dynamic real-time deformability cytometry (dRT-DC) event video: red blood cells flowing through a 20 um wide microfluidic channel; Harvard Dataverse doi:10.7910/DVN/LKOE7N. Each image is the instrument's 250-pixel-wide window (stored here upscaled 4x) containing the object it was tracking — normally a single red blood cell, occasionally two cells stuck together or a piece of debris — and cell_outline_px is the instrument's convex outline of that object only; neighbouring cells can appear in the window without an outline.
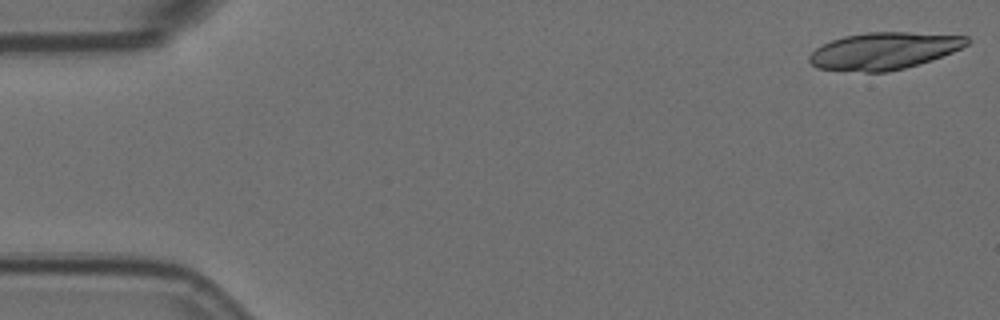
{"species": "Egyptian fruit bat (a non-hibernating species)", "species_latin": "Rousettus aegyptiacus", "temperature_condition": "room temperature", "stored_images_in_passage": 7, "camera_frame_rate_fps": 3000, "um_per_image_px": 0.085, "animal": {"sex": "female"}, "frame": {"image": 1, "passage_image": 1, "time_ms": 0.0, "image_size_px": [1000, 320], "cell_outline_px": [[972, 40], [968, 44], [952, 52], [932, 60], [904, 68], [888, 72], [864, 72], [816, 68], [808, 60], [808, 56], [816, 48], [832, 40], [844, 36], [868, 32], [908, 32], [968, 36]], "centroid_in_image_um": [75.15, 4.32], "position_along_channel_um": 9.9, "area_um2": 33.99}}
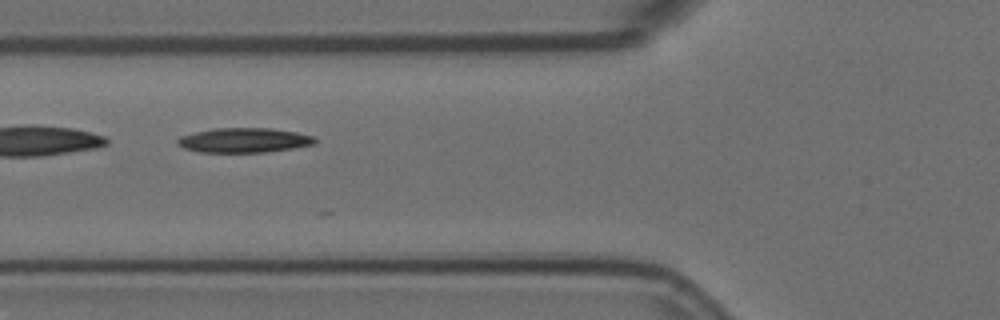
{"frame": {"image": 2, "passage_image": 6, "time_ms": 1.667, "image_size_px": [1000, 320], "cell_outline_px": [[316, 144], [292, 148], [264, 152], [200, 152], [184, 148], [176, 144], [176, 140], [180, 136], [212, 128], [272, 128], [296, 132], [312, 136], [316, 140]], "centroid_in_image_um": [20.72, 11.91], "position_along_channel_um": 105.1, "area_um2": 19.71}}